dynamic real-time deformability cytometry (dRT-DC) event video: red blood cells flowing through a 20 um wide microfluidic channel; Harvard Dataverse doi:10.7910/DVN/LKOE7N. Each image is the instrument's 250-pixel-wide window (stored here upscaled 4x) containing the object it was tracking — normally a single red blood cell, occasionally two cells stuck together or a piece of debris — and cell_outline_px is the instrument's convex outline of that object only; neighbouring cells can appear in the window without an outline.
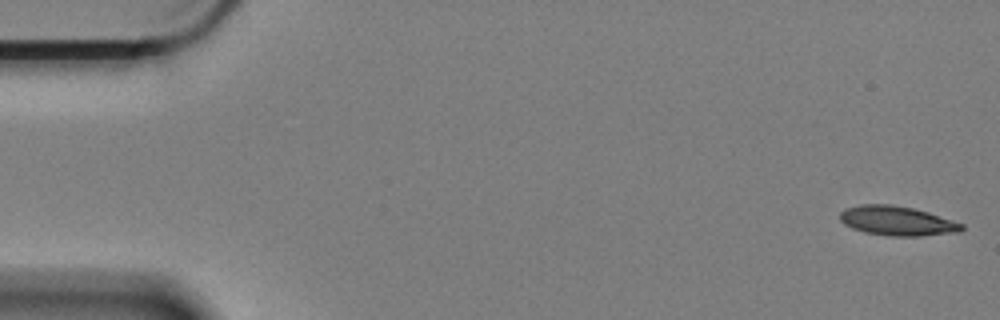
{"species": "Egyptian fruit bat (a non-hibernating species)", "species_latin": "Rousettus aegyptiacus", "temperature_condition": "cold", "stored_images_in_passage": 10, "camera_frame_rate_fps": 3000, "um_per_image_px": 0.085, "animal": {"sex": "female"}, "frame": {"image": 1, "passage_image": 1, "time_ms": 0.0, "image_size_px": [1000, 320], "cell_outline_px": [[964, 228], [960, 232], [920, 236], [892, 236], [864, 232], [852, 228], [844, 224], [840, 220], [840, 212], [844, 208], [860, 204], [892, 204], [912, 208], [928, 212], [964, 224]], "centroid_in_image_um": [76.24, 18.77], "position_along_channel_um": 8.8, "area_um2": 20.98}}